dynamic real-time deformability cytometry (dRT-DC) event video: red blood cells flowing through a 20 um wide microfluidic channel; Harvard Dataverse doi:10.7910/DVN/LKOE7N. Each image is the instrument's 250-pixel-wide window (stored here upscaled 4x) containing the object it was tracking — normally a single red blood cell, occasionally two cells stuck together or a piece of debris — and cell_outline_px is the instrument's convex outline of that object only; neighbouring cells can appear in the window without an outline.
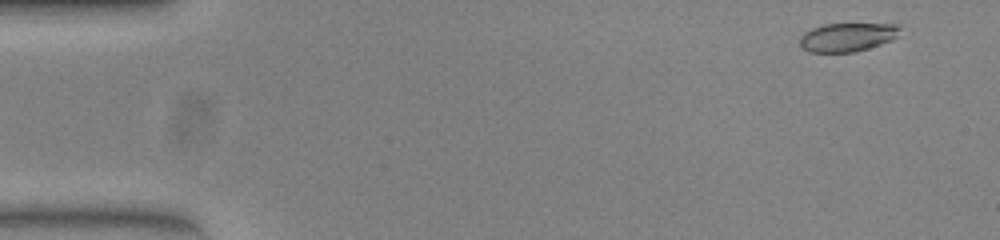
{"species": "common noctule bat (a hibernating species)", "species_latin": "Nyctalus noctula", "temperature_condition": "warm", "stored_images_in_passage": 51, "camera_frame_rate_fps": 3000, "um_per_image_px": 0.085, "animal": {"sex": "female", "body_mass_g": 23.0, "forearm_length_mm": 53.4}, "frame": {"image": 1, "passage_image": 2, "time_ms": 0.333, "image_size_px": [1000, 240], "cell_outline_px": [[900, 28], [896, 36], [892, 40], [868, 48], [852, 52], [808, 52], [800, 44], [800, 36], [804, 32], [812, 28], [824, 24], [900, 24]], "centroid_in_image_um": [72.01, 3.15], "position_along_channel_um": 13.0, "area_um2": 16.59}}
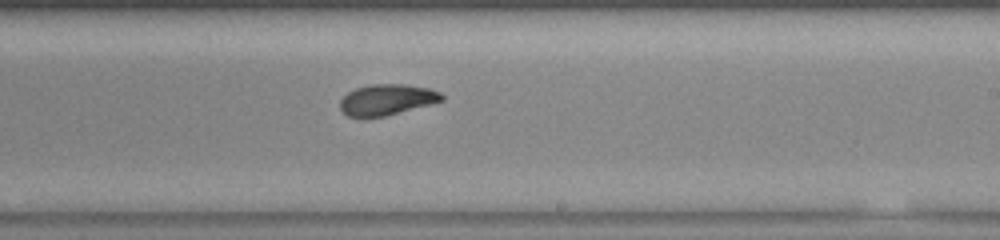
{"frame": {"image": 2, "passage_image": 30, "time_ms": 9.667, "image_size_px": [1000, 240], "cell_outline_px": [[444, 100], [384, 116], [348, 116], [340, 108], [340, 100], [348, 92], [356, 88], [372, 84], [404, 84], [428, 88], [440, 92], [444, 96]], "centroid_in_image_um": [32.89, 8.45], "position_along_channel_um": 256.1, "area_um2": 17.92}}
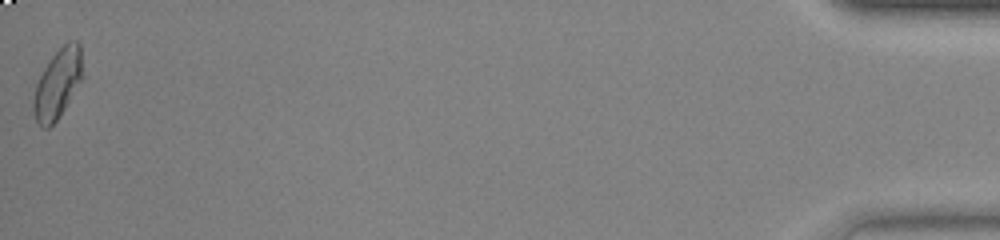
{"frame": {"image": 3, "passage_image": 51, "time_ms": 16.667, "image_size_px": [1000, 240], "cell_outline_px": [[84, 76], [64, 108], [56, 120], [48, 128], [40, 128], [36, 120], [32, 108], [32, 100], [36, 84], [44, 68], [52, 56], [68, 40], [76, 40], [80, 44]], "centroid_in_image_um": [4.9, 7.1], "position_along_channel_um": 430.3, "area_um2": 19.88}, "authors_computed_cell_mechanics": {"area_um2": 18.785, "velocity_mm_per_s": 3.9183, "shape_relaxation_time_tau1_ms": 8.6439, "shape_relaxation_time_tau2_ms": 3.9948, "deformation_change_tau1": 0.2104, "deformation_change_tau2": 0.0733}}